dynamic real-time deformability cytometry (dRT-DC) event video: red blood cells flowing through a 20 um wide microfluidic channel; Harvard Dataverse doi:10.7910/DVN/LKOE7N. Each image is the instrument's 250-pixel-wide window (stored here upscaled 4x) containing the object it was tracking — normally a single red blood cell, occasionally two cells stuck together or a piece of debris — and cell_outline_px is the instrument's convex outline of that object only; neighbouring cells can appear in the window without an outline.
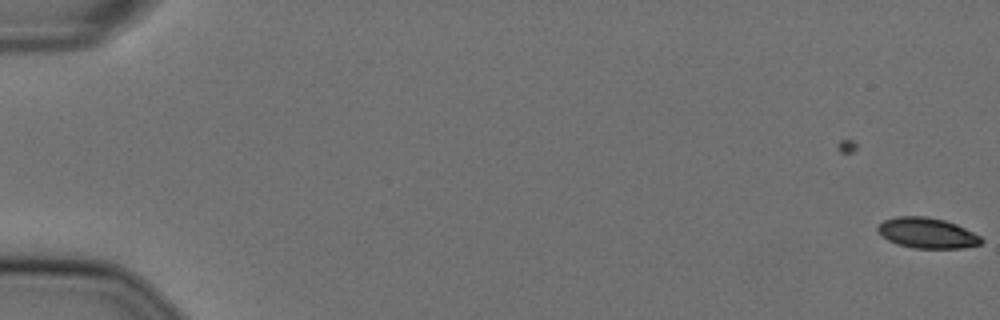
{"species": "Egyptian fruit bat (a non-hibernating species)", "species_latin": "Rousettus aegyptiacus", "temperature_condition": "cold", "stored_images_in_passage": 5, "camera_frame_rate_fps": 3000, "um_per_image_px": 0.085, "animal": {"sex": "female"}, "frame": {"image": 1, "passage_image": 5, "time_ms": 1.333, "image_size_px": [1000, 320], "cell_outline_px": [[984, 240], [980, 244], [964, 248], [912, 248], [896, 244], [888, 240], [876, 228], [884, 220], [896, 216], [924, 216], [944, 220], [956, 224], [980, 236]], "centroid_in_image_um": [78.81, 19.81], "position_along_channel_um": 6.2, "area_um2": 18.26}}